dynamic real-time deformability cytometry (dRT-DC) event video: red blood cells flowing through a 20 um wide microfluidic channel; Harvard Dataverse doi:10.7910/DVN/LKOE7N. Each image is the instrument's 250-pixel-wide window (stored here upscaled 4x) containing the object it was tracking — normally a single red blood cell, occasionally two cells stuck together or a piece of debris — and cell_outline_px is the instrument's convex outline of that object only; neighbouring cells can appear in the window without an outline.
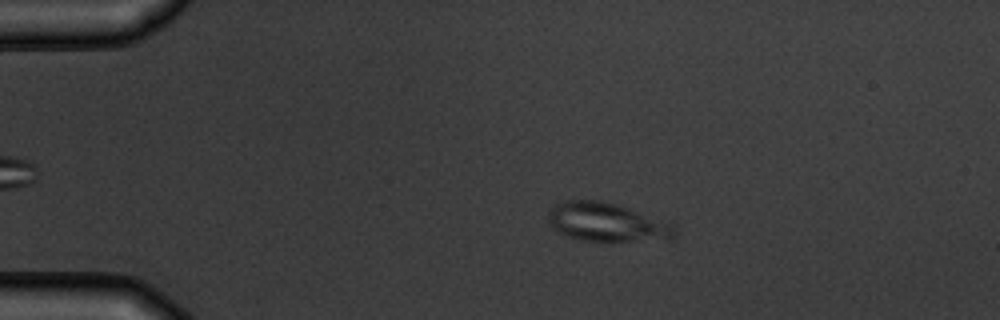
{"species": "common noctule bat (a hibernating species)", "species_latin": "Nyctalus noctula", "temperature_condition": "warm", "stored_images_in_passage": 9, "camera_frame_rate_fps": 3000, "um_per_image_px": 0.085, "animal": {"sex": "male", "body_mass_g": 19.5, "forearm_length_mm": 54.6}, "frame": {"image": 1, "passage_image": 2, "time_ms": 1.333, "image_size_px": [1000, 320], "cell_outline_px": [[676, 232], [668, 240], [584, 240], [564, 236], [556, 232], [548, 224], [548, 212], [556, 204], [564, 200], [600, 200], [616, 204], [676, 224]], "centroid_in_image_um": [51.55, 18.88], "position_along_channel_um": 33.4, "area_um2": 28.55}}